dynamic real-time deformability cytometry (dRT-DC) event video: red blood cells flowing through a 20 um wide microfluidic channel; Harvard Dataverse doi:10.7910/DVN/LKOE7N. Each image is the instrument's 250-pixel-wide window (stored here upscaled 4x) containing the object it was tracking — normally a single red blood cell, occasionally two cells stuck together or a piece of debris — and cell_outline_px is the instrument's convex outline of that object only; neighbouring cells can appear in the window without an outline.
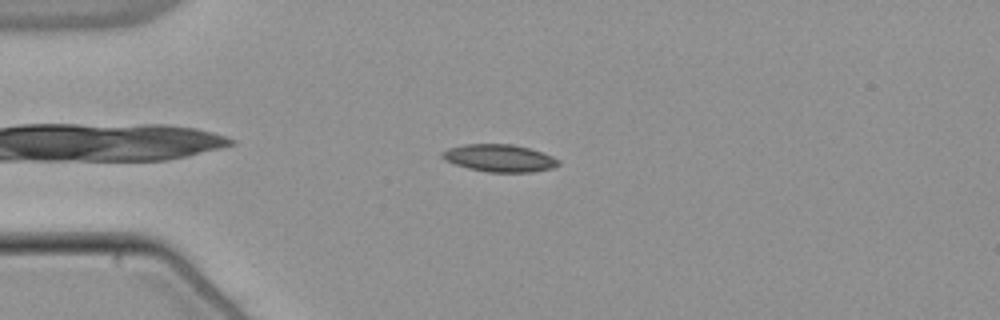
{"species": "common noctule bat (a hibernating species)", "species_latin": "Nyctalus noctula", "temperature_condition": "warm", "stored_images_in_passage": 39, "camera_frame_rate_fps": 3000, "um_per_image_px": 0.085, "animal": {"sex": "male", "body_mass_g": 21.5, "forearm_length_mm": 52.0}, "frame": {"image": 1, "passage_image": 6, "time_ms": 1.667, "image_size_px": [1000, 320], "cell_outline_px": [[560, 164], [552, 168], [532, 172], [488, 172], [468, 168], [444, 160], [440, 156], [440, 152], [448, 148], [464, 144], [512, 144], [528, 148], [552, 156], [560, 160]], "centroid_in_image_um": [42.42, 13.44], "position_along_channel_um": 42.6, "area_um2": 18.55}}
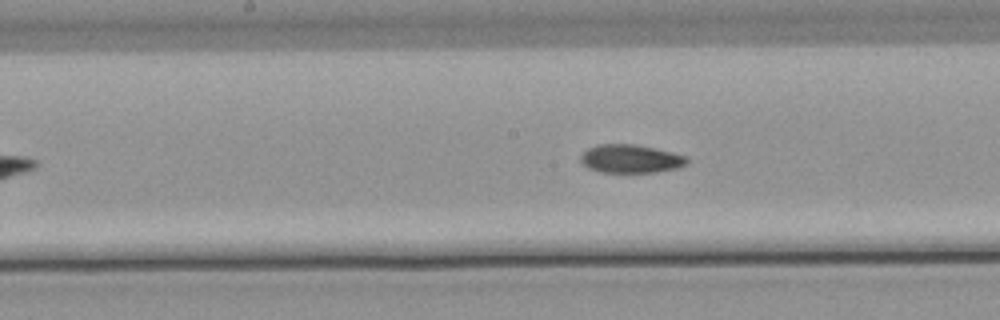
{"frame": {"image": 2, "passage_image": 20, "time_ms": 6.333, "image_size_px": [1000, 320], "cell_outline_px": [[688, 164], [680, 168], [656, 172], [600, 172], [588, 168], [580, 160], [580, 156], [588, 148], [596, 144], [636, 144], [672, 152], [688, 156]], "centroid_in_image_um": [53.64, 13.49], "position_along_channel_um": 194.6, "area_um2": 17.74}}
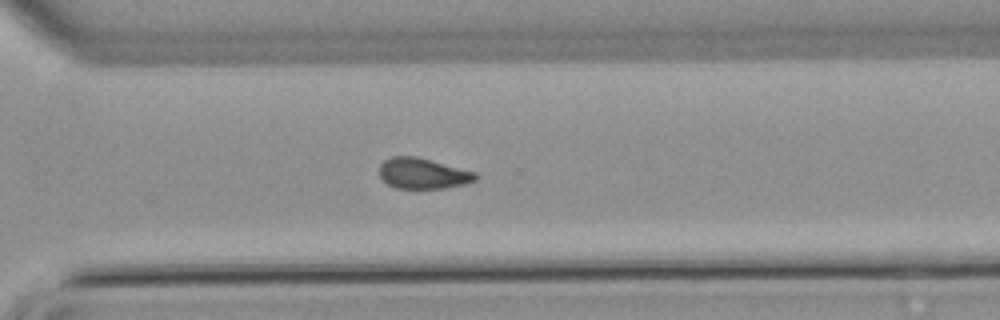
{"frame": {"image": 3, "passage_image": 31, "time_ms": 10.0, "image_size_px": [1000, 320], "cell_outline_px": [[480, 176], [476, 180], [464, 184], [444, 188], [396, 188], [388, 184], [380, 176], [380, 164], [384, 160], [392, 156], [416, 156], [476, 172]], "centroid_in_image_um": [35.96, 14.74], "position_along_channel_um": 334.6, "area_um2": 17.17}, "authors_computed_cell_mechanics": {"area_um2": 17.8602, "velocity_mm_per_s": 3.8238, "shape_relaxation_time_tau1_ms": null, "shape_relaxation_time_tau2_ms": 8.048, "deformation_change_tau1": null, "deformation_change_tau2": 0.1396}}